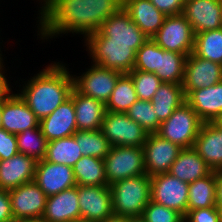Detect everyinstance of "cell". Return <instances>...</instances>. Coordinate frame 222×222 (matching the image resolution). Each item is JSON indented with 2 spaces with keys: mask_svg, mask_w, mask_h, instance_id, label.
Here are the masks:
<instances>
[{
  "mask_svg": "<svg viewBox=\"0 0 222 222\" xmlns=\"http://www.w3.org/2000/svg\"><path fill=\"white\" fill-rule=\"evenodd\" d=\"M151 39L167 51L188 56L194 50L195 34L183 14L166 16L162 26Z\"/></svg>",
  "mask_w": 222,
  "mask_h": 222,
  "instance_id": "52a82bcc",
  "label": "cell"
},
{
  "mask_svg": "<svg viewBox=\"0 0 222 222\" xmlns=\"http://www.w3.org/2000/svg\"><path fill=\"white\" fill-rule=\"evenodd\" d=\"M74 178L80 186H107L104 160L82 156L72 167Z\"/></svg>",
  "mask_w": 222,
  "mask_h": 222,
  "instance_id": "f1b7e54d",
  "label": "cell"
},
{
  "mask_svg": "<svg viewBox=\"0 0 222 222\" xmlns=\"http://www.w3.org/2000/svg\"><path fill=\"white\" fill-rule=\"evenodd\" d=\"M193 149L213 171H222V130L214 122L201 125Z\"/></svg>",
  "mask_w": 222,
  "mask_h": 222,
  "instance_id": "603a6c76",
  "label": "cell"
},
{
  "mask_svg": "<svg viewBox=\"0 0 222 222\" xmlns=\"http://www.w3.org/2000/svg\"><path fill=\"white\" fill-rule=\"evenodd\" d=\"M184 102H186L182 84L161 83L151 99L159 122L166 121Z\"/></svg>",
  "mask_w": 222,
  "mask_h": 222,
  "instance_id": "4316f807",
  "label": "cell"
},
{
  "mask_svg": "<svg viewBox=\"0 0 222 222\" xmlns=\"http://www.w3.org/2000/svg\"><path fill=\"white\" fill-rule=\"evenodd\" d=\"M187 55L164 50L159 46V62L155 74L162 83L182 84Z\"/></svg>",
  "mask_w": 222,
  "mask_h": 222,
  "instance_id": "f546056e",
  "label": "cell"
},
{
  "mask_svg": "<svg viewBox=\"0 0 222 222\" xmlns=\"http://www.w3.org/2000/svg\"><path fill=\"white\" fill-rule=\"evenodd\" d=\"M122 8L149 38L158 32L166 17L150 0H122Z\"/></svg>",
  "mask_w": 222,
  "mask_h": 222,
  "instance_id": "d4e9b609",
  "label": "cell"
},
{
  "mask_svg": "<svg viewBox=\"0 0 222 222\" xmlns=\"http://www.w3.org/2000/svg\"><path fill=\"white\" fill-rule=\"evenodd\" d=\"M82 156L75 138L68 136L49 141L44 159L48 162L73 167Z\"/></svg>",
  "mask_w": 222,
  "mask_h": 222,
  "instance_id": "4dcf8cb0",
  "label": "cell"
},
{
  "mask_svg": "<svg viewBox=\"0 0 222 222\" xmlns=\"http://www.w3.org/2000/svg\"><path fill=\"white\" fill-rule=\"evenodd\" d=\"M39 5L36 31L43 43L68 33L85 40L122 7V0H39Z\"/></svg>",
  "mask_w": 222,
  "mask_h": 222,
  "instance_id": "6da1fadb",
  "label": "cell"
},
{
  "mask_svg": "<svg viewBox=\"0 0 222 222\" xmlns=\"http://www.w3.org/2000/svg\"><path fill=\"white\" fill-rule=\"evenodd\" d=\"M182 14L194 34L222 28V0H187Z\"/></svg>",
  "mask_w": 222,
  "mask_h": 222,
  "instance_id": "2e32d148",
  "label": "cell"
},
{
  "mask_svg": "<svg viewBox=\"0 0 222 222\" xmlns=\"http://www.w3.org/2000/svg\"><path fill=\"white\" fill-rule=\"evenodd\" d=\"M70 97L73 99L77 130L87 131L101 129L106 113V105L100 100L87 97L72 89Z\"/></svg>",
  "mask_w": 222,
  "mask_h": 222,
  "instance_id": "cb8c5ba5",
  "label": "cell"
},
{
  "mask_svg": "<svg viewBox=\"0 0 222 222\" xmlns=\"http://www.w3.org/2000/svg\"><path fill=\"white\" fill-rule=\"evenodd\" d=\"M214 123L222 130V117L215 120Z\"/></svg>",
  "mask_w": 222,
  "mask_h": 222,
  "instance_id": "c3c4849f",
  "label": "cell"
},
{
  "mask_svg": "<svg viewBox=\"0 0 222 222\" xmlns=\"http://www.w3.org/2000/svg\"><path fill=\"white\" fill-rule=\"evenodd\" d=\"M83 156H92L103 159L112 147L101 129L79 131L73 135Z\"/></svg>",
  "mask_w": 222,
  "mask_h": 222,
  "instance_id": "836d02e7",
  "label": "cell"
},
{
  "mask_svg": "<svg viewBox=\"0 0 222 222\" xmlns=\"http://www.w3.org/2000/svg\"><path fill=\"white\" fill-rule=\"evenodd\" d=\"M127 74L132 78L139 100L151 101L158 87L162 83L155 73L132 70Z\"/></svg>",
  "mask_w": 222,
  "mask_h": 222,
  "instance_id": "8d00e7d4",
  "label": "cell"
},
{
  "mask_svg": "<svg viewBox=\"0 0 222 222\" xmlns=\"http://www.w3.org/2000/svg\"><path fill=\"white\" fill-rule=\"evenodd\" d=\"M159 62V46L151 39L137 50L133 70L155 73Z\"/></svg>",
  "mask_w": 222,
  "mask_h": 222,
  "instance_id": "74e56055",
  "label": "cell"
},
{
  "mask_svg": "<svg viewBox=\"0 0 222 222\" xmlns=\"http://www.w3.org/2000/svg\"><path fill=\"white\" fill-rule=\"evenodd\" d=\"M213 170L193 148L182 149L168 173L186 183L209 175Z\"/></svg>",
  "mask_w": 222,
  "mask_h": 222,
  "instance_id": "484cf974",
  "label": "cell"
},
{
  "mask_svg": "<svg viewBox=\"0 0 222 222\" xmlns=\"http://www.w3.org/2000/svg\"><path fill=\"white\" fill-rule=\"evenodd\" d=\"M113 213L117 216L141 217L151 200V176L147 173L119 180L110 185Z\"/></svg>",
  "mask_w": 222,
  "mask_h": 222,
  "instance_id": "3957f363",
  "label": "cell"
},
{
  "mask_svg": "<svg viewBox=\"0 0 222 222\" xmlns=\"http://www.w3.org/2000/svg\"><path fill=\"white\" fill-rule=\"evenodd\" d=\"M14 222L42 219L47 196L35 181L8 191Z\"/></svg>",
  "mask_w": 222,
  "mask_h": 222,
  "instance_id": "8fae6325",
  "label": "cell"
},
{
  "mask_svg": "<svg viewBox=\"0 0 222 222\" xmlns=\"http://www.w3.org/2000/svg\"><path fill=\"white\" fill-rule=\"evenodd\" d=\"M222 81V65L202 59L193 52L186 57L182 87L185 97L193 90L207 88Z\"/></svg>",
  "mask_w": 222,
  "mask_h": 222,
  "instance_id": "5bb4252c",
  "label": "cell"
},
{
  "mask_svg": "<svg viewBox=\"0 0 222 222\" xmlns=\"http://www.w3.org/2000/svg\"><path fill=\"white\" fill-rule=\"evenodd\" d=\"M189 184L170 173L151 176V200L181 213H187Z\"/></svg>",
  "mask_w": 222,
  "mask_h": 222,
  "instance_id": "7c38bea8",
  "label": "cell"
},
{
  "mask_svg": "<svg viewBox=\"0 0 222 222\" xmlns=\"http://www.w3.org/2000/svg\"><path fill=\"white\" fill-rule=\"evenodd\" d=\"M141 218L144 222H184V216L181 213L152 200L144 208Z\"/></svg>",
  "mask_w": 222,
  "mask_h": 222,
  "instance_id": "f35d334b",
  "label": "cell"
},
{
  "mask_svg": "<svg viewBox=\"0 0 222 222\" xmlns=\"http://www.w3.org/2000/svg\"><path fill=\"white\" fill-rule=\"evenodd\" d=\"M81 219L78 185L47 197L43 222H72Z\"/></svg>",
  "mask_w": 222,
  "mask_h": 222,
  "instance_id": "44dd1931",
  "label": "cell"
},
{
  "mask_svg": "<svg viewBox=\"0 0 222 222\" xmlns=\"http://www.w3.org/2000/svg\"><path fill=\"white\" fill-rule=\"evenodd\" d=\"M47 141L73 136L77 131L73 99L69 97L50 115L39 121Z\"/></svg>",
  "mask_w": 222,
  "mask_h": 222,
  "instance_id": "ffe728a7",
  "label": "cell"
},
{
  "mask_svg": "<svg viewBox=\"0 0 222 222\" xmlns=\"http://www.w3.org/2000/svg\"><path fill=\"white\" fill-rule=\"evenodd\" d=\"M148 38L121 7L86 39H109V43L134 44V51L137 52Z\"/></svg>",
  "mask_w": 222,
  "mask_h": 222,
  "instance_id": "ba28073f",
  "label": "cell"
},
{
  "mask_svg": "<svg viewBox=\"0 0 222 222\" xmlns=\"http://www.w3.org/2000/svg\"><path fill=\"white\" fill-rule=\"evenodd\" d=\"M16 138L19 153L34 157L37 161L44 159L48 141L39 126L16 134Z\"/></svg>",
  "mask_w": 222,
  "mask_h": 222,
  "instance_id": "e575fe53",
  "label": "cell"
},
{
  "mask_svg": "<svg viewBox=\"0 0 222 222\" xmlns=\"http://www.w3.org/2000/svg\"><path fill=\"white\" fill-rule=\"evenodd\" d=\"M34 181L47 197L77 185L72 167L45 159L37 161Z\"/></svg>",
  "mask_w": 222,
  "mask_h": 222,
  "instance_id": "e0dca14e",
  "label": "cell"
},
{
  "mask_svg": "<svg viewBox=\"0 0 222 222\" xmlns=\"http://www.w3.org/2000/svg\"><path fill=\"white\" fill-rule=\"evenodd\" d=\"M181 150L182 148L177 144L165 140L157 133L148 134L143 145L146 173L153 176L169 172L172 163L177 159Z\"/></svg>",
  "mask_w": 222,
  "mask_h": 222,
  "instance_id": "9a60e30c",
  "label": "cell"
},
{
  "mask_svg": "<svg viewBox=\"0 0 222 222\" xmlns=\"http://www.w3.org/2000/svg\"><path fill=\"white\" fill-rule=\"evenodd\" d=\"M0 222H14L8 190L0 189Z\"/></svg>",
  "mask_w": 222,
  "mask_h": 222,
  "instance_id": "7bdbcfd3",
  "label": "cell"
},
{
  "mask_svg": "<svg viewBox=\"0 0 222 222\" xmlns=\"http://www.w3.org/2000/svg\"><path fill=\"white\" fill-rule=\"evenodd\" d=\"M126 114L141 125L147 133H157L161 123L156 115L151 101L137 100L126 111Z\"/></svg>",
  "mask_w": 222,
  "mask_h": 222,
  "instance_id": "d590c367",
  "label": "cell"
},
{
  "mask_svg": "<svg viewBox=\"0 0 222 222\" xmlns=\"http://www.w3.org/2000/svg\"><path fill=\"white\" fill-rule=\"evenodd\" d=\"M83 45L91 63L122 73H129L134 68V44L109 43V39H85Z\"/></svg>",
  "mask_w": 222,
  "mask_h": 222,
  "instance_id": "5b68a950",
  "label": "cell"
},
{
  "mask_svg": "<svg viewBox=\"0 0 222 222\" xmlns=\"http://www.w3.org/2000/svg\"><path fill=\"white\" fill-rule=\"evenodd\" d=\"M1 121V128L15 135L39 126L35 113L15 91L2 102Z\"/></svg>",
  "mask_w": 222,
  "mask_h": 222,
  "instance_id": "ac0fdd59",
  "label": "cell"
},
{
  "mask_svg": "<svg viewBox=\"0 0 222 222\" xmlns=\"http://www.w3.org/2000/svg\"><path fill=\"white\" fill-rule=\"evenodd\" d=\"M126 222H144V221L141 217H132V218L126 217Z\"/></svg>",
  "mask_w": 222,
  "mask_h": 222,
  "instance_id": "7dc6e473",
  "label": "cell"
},
{
  "mask_svg": "<svg viewBox=\"0 0 222 222\" xmlns=\"http://www.w3.org/2000/svg\"><path fill=\"white\" fill-rule=\"evenodd\" d=\"M203 123L193 108L184 102L166 121L161 123L157 134L182 149L193 148Z\"/></svg>",
  "mask_w": 222,
  "mask_h": 222,
  "instance_id": "277c9868",
  "label": "cell"
},
{
  "mask_svg": "<svg viewBox=\"0 0 222 222\" xmlns=\"http://www.w3.org/2000/svg\"><path fill=\"white\" fill-rule=\"evenodd\" d=\"M36 165L34 157L22 153L0 160V189L9 191L34 181Z\"/></svg>",
  "mask_w": 222,
  "mask_h": 222,
  "instance_id": "d6986e66",
  "label": "cell"
},
{
  "mask_svg": "<svg viewBox=\"0 0 222 222\" xmlns=\"http://www.w3.org/2000/svg\"><path fill=\"white\" fill-rule=\"evenodd\" d=\"M72 222H92V221H88V220H82V219H80V220H75V221H72Z\"/></svg>",
  "mask_w": 222,
  "mask_h": 222,
  "instance_id": "f5cc1de1",
  "label": "cell"
},
{
  "mask_svg": "<svg viewBox=\"0 0 222 222\" xmlns=\"http://www.w3.org/2000/svg\"><path fill=\"white\" fill-rule=\"evenodd\" d=\"M8 69L5 67L2 51L0 50V103H2L12 92L10 79L5 74ZM9 80V81H8Z\"/></svg>",
  "mask_w": 222,
  "mask_h": 222,
  "instance_id": "ee69618b",
  "label": "cell"
},
{
  "mask_svg": "<svg viewBox=\"0 0 222 222\" xmlns=\"http://www.w3.org/2000/svg\"><path fill=\"white\" fill-rule=\"evenodd\" d=\"M63 61H52L16 90L40 121L70 97L74 88L71 71ZM21 88V89H20Z\"/></svg>",
  "mask_w": 222,
  "mask_h": 222,
  "instance_id": "7a4b0ae2",
  "label": "cell"
},
{
  "mask_svg": "<svg viewBox=\"0 0 222 222\" xmlns=\"http://www.w3.org/2000/svg\"><path fill=\"white\" fill-rule=\"evenodd\" d=\"M216 206V171L189 183L187 211Z\"/></svg>",
  "mask_w": 222,
  "mask_h": 222,
  "instance_id": "83f0119b",
  "label": "cell"
},
{
  "mask_svg": "<svg viewBox=\"0 0 222 222\" xmlns=\"http://www.w3.org/2000/svg\"><path fill=\"white\" fill-rule=\"evenodd\" d=\"M137 100L138 97L132 78L127 73H123L118 78L115 88L105 104L106 111L126 113Z\"/></svg>",
  "mask_w": 222,
  "mask_h": 222,
  "instance_id": "d6a6232c",
  "label": "cell"
},
{
  "mask_svg": "<svg viewBox=\"0 0 222 222\" xmlns=\"http://www.w3.org/2000/svg\"><path fill=\"white\" fill-rule=\"evenodd\" d=\"M19 153L15 134L0 128V160L10 159Z\"/></svg>",
  "mask_w": 222,
  "mask_h": 222,
  "instance_id": "60d3db41",
  "label": "cell"
},
{
  "mask_svg": "<svg viewBox=\"0 0 222 222\" xmlns=\"http://www.w3.org/2000/svg\"><path fill=\"white\" fill-rule=\"evenodd\" d=\"M78 203L81 219L101 222L114 215L110 186L78 185Z\"/></svg>",
  "mask_w": 222,
  "mask_h": 222,
  "instance_id": "4fadbf2b",
  "label": "cell"
},
{
  "mask_svg": "<svg viewBox=\"0 0 222 222\" xmlns=\"http://www.w3.org/2000/svg\"><path fill=\"white\" fill-rule=\"evenodd\" d=\"M193 53L222 65V28L195 34Z\"/></svg>",
  "mask_w": 222,
  "mask_h": 222,
  "instance_id": "1f68e13d",
  "label": "cell"
},
{
  "mask_svg": "<svg viewBox=\"0 0 222 222\" xmlns=\"http://www.w3.org/2000/svg\"><path fill=\"white\" fill-rule=\"evenodd\" d=\"M184 222H220L217 206L187 211Z\"/></svg>",
  "mask_w": 222,
  "mask_h": 222,
  "instance_id": "ab89813d",
  "label": "cell"
},
{
  "mask_svg": "<svg viewBox=\"0 0 222 222\" xmlns=\"http://www.w3.org/2000/svg\"><path fill=\"white\" fill-rule=\"evenodd\" d=\"M18 222H43V221L40 219V220L18 221Z\"/></svg>",
  "mask_w": 222,
  "mask_h": 222,
  "instance_id": "816d5d0a",
  "label": "cell"
},
{
  "mask_svg": "<svg viewBox=\"0 0 222 222\" xmlns=\"http://www.w3.org/2000/svg\"><path fill=\"white\" fill-rule=\"evenodd\" d=\"M101 131L111 146L143 147L147 131L126 113L106 111Z\"/></svg>",
  "mask_w": 222,
  "mask_h": 222,
  "instance_id": "9c48e42d",
  "label": "cell"
},
{
  "mask_svg": "<svg viewBox=\"0 0 222 222\" xmlns=\"http://www.w3.org/2000/svg\"><path fill=\"white\" fill-rule=\"evenodd\" d=\"M216 206H222V171L216 172Z\"/></svg>",
  "mask_w": 222,
  "mask_h": 222,
  "instance_id": "f6af8a7d",
  "label": "cell"
},
{
  "mask_svg": "<svg viewBox=\"0 0 222 222\" xmlns=\"http://www.w3.org/2000/svg\"><path fill=\"white\" fill-rule=\"evenodd\" d=\"M219 215H220V222H222V206H217Z\"/></svg>",
  "mask_w": 222,
  "mask_h": 222,
  "instance_id": "681fc988",
  "label": "cell"
},
{
  "mask_svg": "<svg viewBox=\"0 0 222 222\" xmlns=\"http://www.w3.org/2000/svg\"><path fill=\"white\" fill-rule=\"evenodd\" d=\"M91 64L90 68L78 74H81L80 76L73 74L74 88L82 95L100 100L106 104L118 78L123 73L98 64Z\"/></svg>",
  "mask_w": 222,
  "mask_h": 222,
  "instance_id": "30bf717a",
  "label": "cell"
},
{
  "mask_svg": "<svg viewBox=\"0 0 222 222\" xmlns=\"http://www.w3.org/2000/svg\"><path fill=\"white\" fill-rule=\"evenodd\" d=\"M104 166L109 186L119 180L143 175L146 173L143 147L112 146L104 158Z\"/></svg>",
  "mask_w": 222,
  "mask_h": 222,
  "instance_id": "8992f818",
  "label": "cell"
},
{
  "mask_svg": "<svg viewBox=\"0 0 222 222\" xmlns=\"http://www.w3.org/2000/svg\"><path fill=\"white\" fill-rule=\"evenodd\" d=\"M1 113H2V103H0V128L2 126Z\"/></svg>",
  "mask_w": 222,
  "mask_h": 222,
  "instance_id": "f907efd6",
  "label": "cell"
},
{
  "mask_svg": "<svg viewBox=\"0 0 222 222\" xmlns=\"http://www.w3.org/2000/svg\"><path fill=\"white\" fill-rule=\"evenodd\" d=\"M101 222H126V217L112 215Z\"/></svg>",
  "mask_w": 222,
  "mask_h": 222,
  "instance_id": "bcb514c9",
  "label": "cell"
},
{
  "mask_svg": "<svg viewBox=\"0 0 222 222\" xmlns=\"http://www.w3.org/2000/svg\"><path fill=\"white\" fill-rule=\"evenodd\" d=\"M151 3L164 15H177L183 13V0H150Z\"/></svg>",
  "mask_w": 222,
  "mask_h": 222,
  "instance_id": "b9f144b4",
  "label": "cell"
},
{
  "mask_svg": "<svg viewBox=\"0 0 222 222\" xmlns=\"http://www.w3.org/2000/svg\"><path fill=\"white\" fill-rule=\"evenodd\" d=\"M185 99L204 123L222 117V81L207 88L193 90Z\"/></svg>",
  "mask_w": 222,
  "mask_h": 222,
  "instance_id": "7402d4cb",
  "label": "cell"
}]
</instances>
